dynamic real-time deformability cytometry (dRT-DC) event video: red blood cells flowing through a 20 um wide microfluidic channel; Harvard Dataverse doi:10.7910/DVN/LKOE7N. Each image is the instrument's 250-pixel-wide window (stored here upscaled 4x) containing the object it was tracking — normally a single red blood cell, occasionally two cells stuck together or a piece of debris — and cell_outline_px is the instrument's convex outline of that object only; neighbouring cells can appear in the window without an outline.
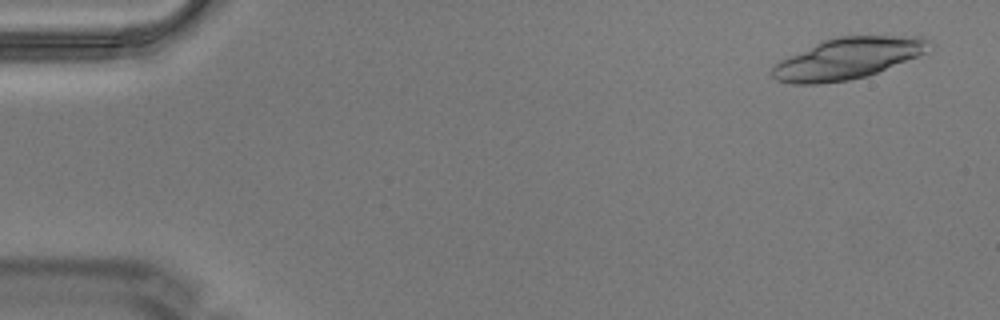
{"species": "Egyptian fruit bat (a non-hibernating species)", "species_latin": "Rousettus aegyptiacus", "temperature_condition": "warm", "stored_images_in_passage": 5, "camera_frame_rate_fps": 3000, "um_per_image_px": 0.085, "animal": {"sex": "male"}, "frame": {"image": 1, "passage_image": 1, "time_ms": 0.0, "image_size_px": [1000, 320], "cell_outline_px": [[936, 44], [928, 52], [868, 76], [848, 80], [820, 84], [792, 84], [776, 80], [772, 76], [772, 68], [780, 60], [824, 40], [840, 36], [924, 36]], "centroid_in_image_um": [72.13, 4.96], "position_along_channel_um": 12.9, "area_um2": 37.8}}